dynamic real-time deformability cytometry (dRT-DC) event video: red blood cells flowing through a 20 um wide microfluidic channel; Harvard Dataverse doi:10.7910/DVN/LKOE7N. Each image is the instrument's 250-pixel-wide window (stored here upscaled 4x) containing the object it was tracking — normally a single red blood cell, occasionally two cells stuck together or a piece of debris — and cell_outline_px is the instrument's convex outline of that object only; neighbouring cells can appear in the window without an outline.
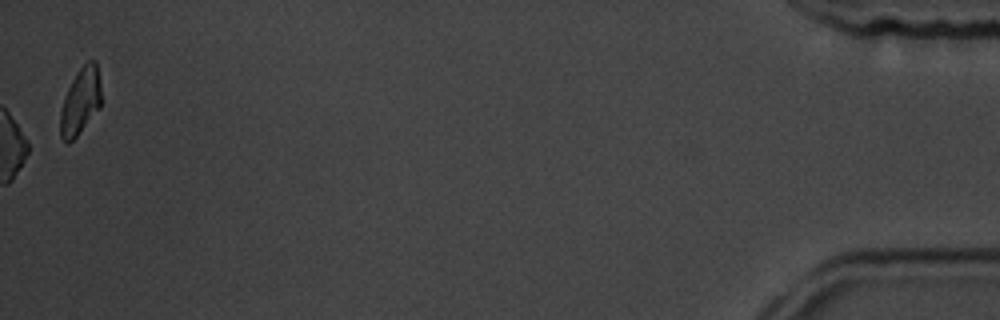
{"species": "common noctule bat (a hibernating species)", "species_latin": "Nyctalus noctula", "temperature_condition": "room temperature", "stored_images_in_passage": 49, "camera_frame_rate_fps": 3000, "um_per_image_px": 0.085, "animal": {"sex": "male", "body_mass_g": 19.5, "forearm_length_mm": 54.6}, "frame": {"image": 1, "passage_image": 49, "time_ms": 16.0, "image_size_px": [1000, 320], "cell_outline_px": [[100, 108], [76, 136], [68, 144], [60, 136], [60, 112], [64, 96], [76, 72], [88, 60], [96, 60], [100, 84]], "centroid_in_image_um": [6.83, 8.6], "position_along_channel_um": 428.4, "area_um2": 15.78}, "authors_computed_cell_mechanics": {"area_um2": 18.8428, "velocity_mm_per_s": 3.7593, "shape_relaxation_time_tau1_ms": 3.2761, "shape_relaxation_time_tau2_ms": null, "deformation_change_tau1": 0.0895, "deformation_change_tau2": null}}